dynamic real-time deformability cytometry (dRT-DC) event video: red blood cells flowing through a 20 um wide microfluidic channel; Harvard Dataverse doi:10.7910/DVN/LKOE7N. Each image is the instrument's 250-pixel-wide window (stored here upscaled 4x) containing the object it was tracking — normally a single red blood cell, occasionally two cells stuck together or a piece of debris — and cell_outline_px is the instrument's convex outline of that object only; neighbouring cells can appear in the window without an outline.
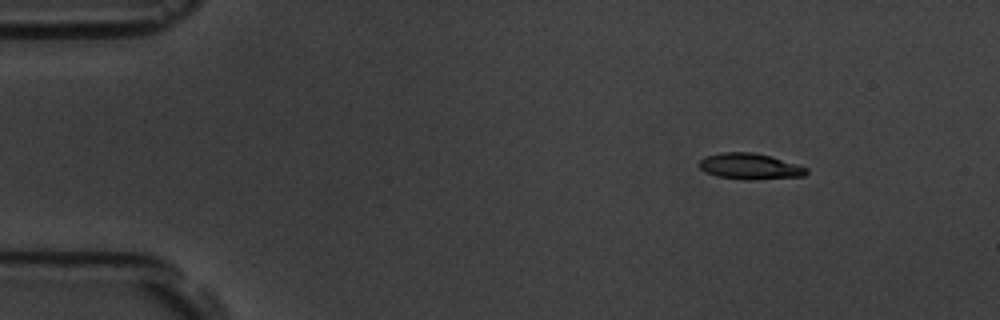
{"species": "common noctule bat (a hibernating species)", "species_latin": "Nyctalus noctula", "temperature_condition": "room temperature", "stored_images_in_passage": 11, "camera_frame_rate_fps": 3000, "um_per_image_px": 0.085, "animal": {"sex": "male", "body_mass_g": 19.5, "forearm_length_mm": 54.6}, "frame": {"image": 1, "passage_image": 2, "time_ms": 2.0, "image_size_px": [1000, 320], "cell_outline_px": [[808, 172], [804, 176], [752, 180], [744, 180], [716, 176], [704, 172], [696, 164], [704, 156], [720, 152], [752, 152], [772, 156], [808, 168]], "centroid_in_image_um": [63.69, 14.14], "position_along_channel_um": 21.3, "area_um2": 16.53}}
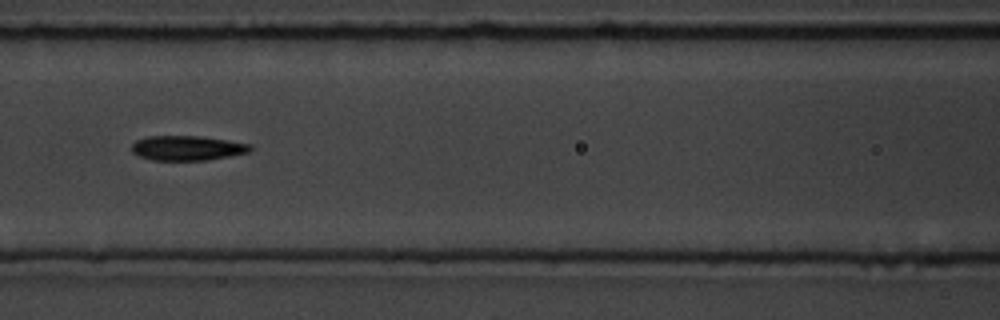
{"frame": {"image": 2, "passage_image": 7, "time_ms": 8.0, "image_size_px": [1000, 320], "cell_outline_px": [[252, 148], [248, 152], [208, 160], [152, 160], [140, 156], [132, 152], [132, 144], [136, 140], [148, 136], [200, 136], [252, 144]], "centroid_in_image_um": [15.9, 12.58], "position_along_channel_um": 150.7, "area_um2": 16.99}}
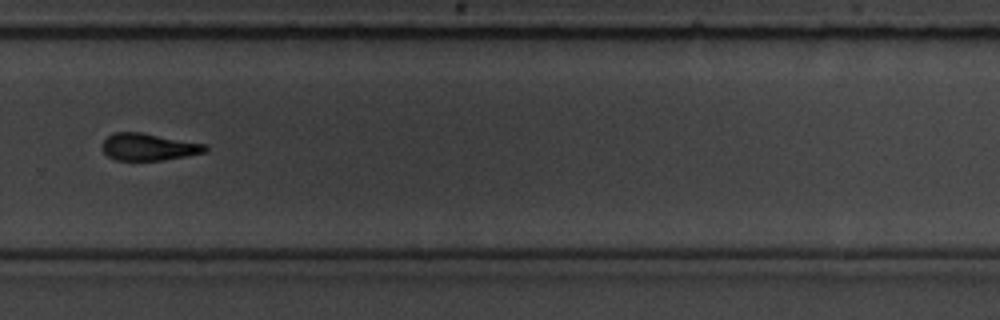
{"frame": {"image": 3, "passage_image": 11, "time_ms": 12.667, "image_size_px": [1000, 320], "cell_outline_px": [[208, 152], [164, 160], [116, 160], [108, 156], [104, 152], [104, 140], [108, 136], [116, 132], [140, 132], [208, 144]], "centroid_in_image_um": [12.71, 12.49], "position_along_channel_um": 317.1, "area_um2": 16.24}}